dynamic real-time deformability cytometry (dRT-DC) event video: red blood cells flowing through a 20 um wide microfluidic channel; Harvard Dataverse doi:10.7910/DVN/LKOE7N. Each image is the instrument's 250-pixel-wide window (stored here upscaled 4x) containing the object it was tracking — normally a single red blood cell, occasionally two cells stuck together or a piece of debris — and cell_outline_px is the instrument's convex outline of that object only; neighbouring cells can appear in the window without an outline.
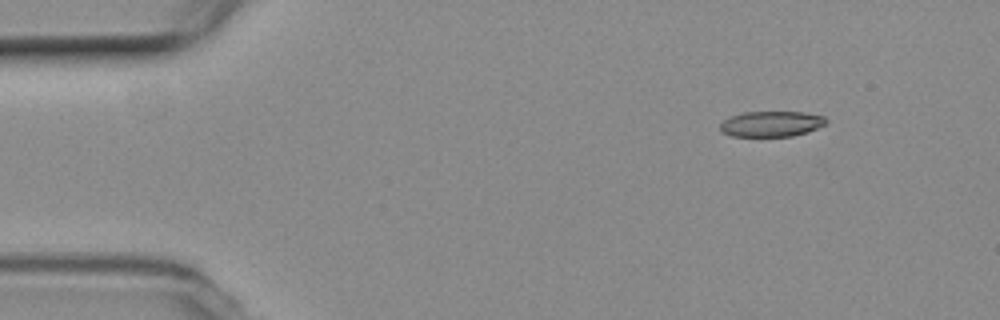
{"species": "common noctule bat (a hibernating species)", "species_latin": "Nyctalus noctula", "temperature_condition": "room temperature", "stored_images_in_passage": 10, "camera_frame_rate_fps": 3000, "um_per_image_px": 0.085, "animal": {"sex": "female", "body_mass_g": 19.3, "forearm_length_mm": 54.1}, "frame": {"image": 1, "passage_image": 1, "time_ms": 0.0, "image_size_px": [1000, 320], "cell_outline_px": [[828, 120], [824, 124], [808, 132], [792, 136], [732, 136], [720, 132], [720, 124], [728, 116], [744, 112], [804, 112], [824, 116]], "centroid_in_image_um": [65.53, 10.53], "position_along_channel_um": 19.5, "area_um2": 15.84}}